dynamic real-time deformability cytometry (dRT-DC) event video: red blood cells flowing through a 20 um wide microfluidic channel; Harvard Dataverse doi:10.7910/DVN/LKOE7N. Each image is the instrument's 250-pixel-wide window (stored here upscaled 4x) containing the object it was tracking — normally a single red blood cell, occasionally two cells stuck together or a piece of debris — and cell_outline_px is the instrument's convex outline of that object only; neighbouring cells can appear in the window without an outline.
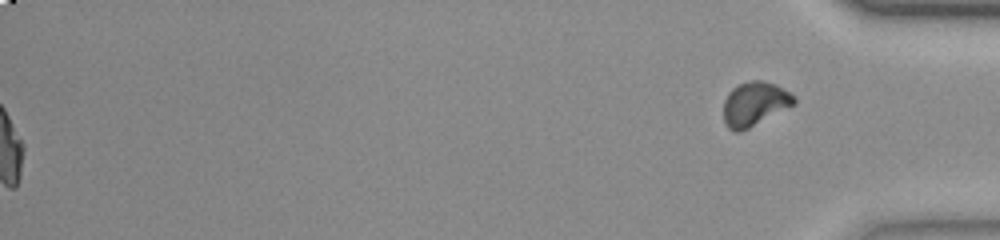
{"species": "common noctule bat (a hibernating species)", "species_latin": "Nyctalus noctula", "temperature_condition": "room temperature", "stored_images_in_passage": 41, "segment_of_instrument_passage": [2, 2], "camera_frame_rate_fps": 3000, "um_per_image_px": 0.085, "animal": {"sex": "female", "body_mass_g": 23.0, "forearm_length_mm": 53.4}, "frame": {"image": 1, "passage_image": 41, "time_ms": 13.333, "image_size_px": [1000, 240], "cell_outline_px": [[796, 104], [740, 132], [732, 132], [728, 128], [724, 120], [724, 100], [728, 92], [736, 84], [752, 80], [764, 80], [776, 84], [784, 88], [796, 96]], "centroid_in_image_um": [64.16, 8.81], "position_along_channel_um": 371.0, "area_um2": 18.38}}